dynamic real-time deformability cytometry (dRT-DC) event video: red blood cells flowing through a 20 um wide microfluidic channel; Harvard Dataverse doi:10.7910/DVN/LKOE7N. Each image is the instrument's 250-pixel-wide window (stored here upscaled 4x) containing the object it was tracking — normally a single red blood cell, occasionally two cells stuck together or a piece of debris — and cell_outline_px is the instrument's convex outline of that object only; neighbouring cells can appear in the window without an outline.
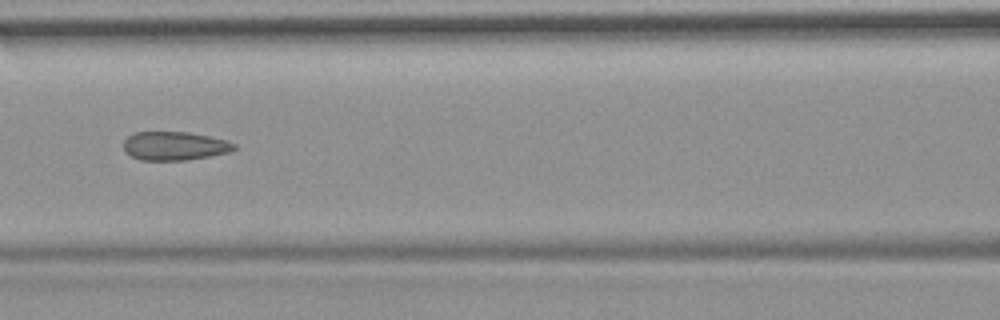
{"species": "common noctule bat (a hibernating species)", "species_latin": "Nyctalus noctula", "temperature_condition": "room temperature", "stored_images_in_passage": 53, "camera_frame_rate_fps": 3000, "um_per_image_px": 0.085, "animal": {"sex": "female", "body_mass_g": 19.9}, "frame": {"image": 1, "passage_image": 23, "time_ms": 7.333, "image_size_px": [1000, 320], "cell_outline_px": [[236, 148], [228, 152], [208, 156], [184, 160], [140, 160], [124, 152], [124, 140], [128, 136], [136, 132], [188, 132], [228, 140], [236, 144]], "centroid_in_image_um": [14.82, 12.4], "position_along_channel_um": 151.8, "area_um2": 18.38}, "authors_computed_cell_mechanics": {"area_um2": 19.7676, "velocity_mm_per_s": 3.7129, "shape_relaxation_time_tau1_ms": null, "shape_relaxation_time_tau2_ms": 1.7359, "deformation_change_tau1": null, "deformation_change_tau2": 0.0919}}